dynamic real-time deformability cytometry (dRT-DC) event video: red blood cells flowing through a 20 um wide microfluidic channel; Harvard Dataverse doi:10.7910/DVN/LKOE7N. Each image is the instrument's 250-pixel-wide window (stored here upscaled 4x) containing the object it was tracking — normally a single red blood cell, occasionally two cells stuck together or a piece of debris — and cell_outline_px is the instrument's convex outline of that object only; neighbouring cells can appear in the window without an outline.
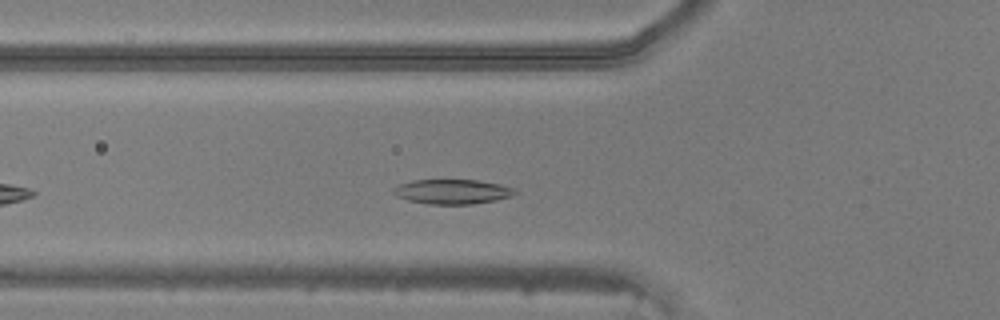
{"species": "common noctule bat (a hibernating species)", "species_latin": "Nyctalus noctula", "temperature_condition": "warm", "stored_images_in_passage": 23, "camera_frame_rate_fps": 3000, "um_per_image_px": 0.085, "animal": {"sex": "male", "body_mass_g": 20.5, "forearm_length_mm": 52.5}, "frame": {"image": 1, "passage_image": 7, "time_ms": 2.0, "image_size_px": [1000, 320], "cell_outline_px": [[516, 192], [512, 196], [496, 200], [472, 204], [428, 204], [408, 200], [396, 196], [392, 192], [392, 188], [400, 184], [412, 180], [480, 180], [500, 184], [512, 188]], "centroid_in_image_um": [38.42, 16.29], "position_along_channel_um": 87.4, "area_um2": 17.46}}
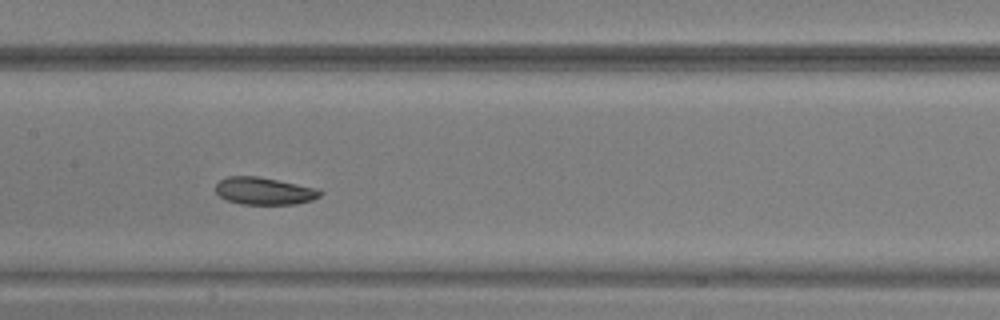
{"frame": {"image": 2, "passage_image": 14, "time_ms": 4.333, "image_size_px": [1000, 320], "cell_outline_px": [[324, 192], [320, 196], [312, 200], [296, 204], [240, 204], [224, 200], [216, 192], [216, 184], [220, 180], [228, 176], [260, 176], [316, 188]], "centroid_in_image_um": [22.45, 16.23], "position_along_channel_um": 185.0, "area_um2": 16.76}}
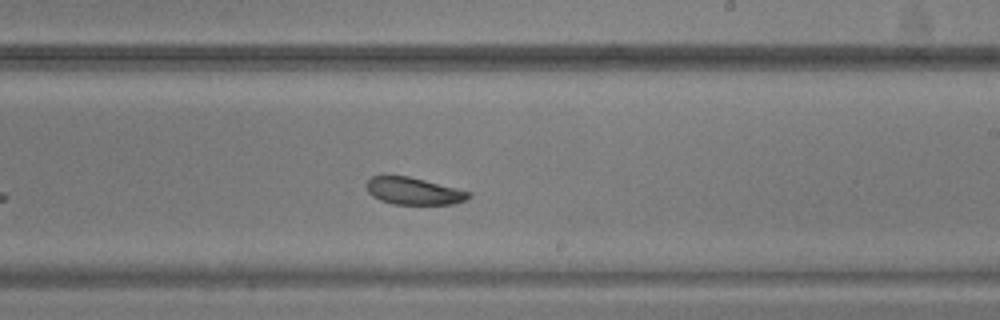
{"frame": {"image": 3, "passage_image": 19, "time_ms": 6.0, "image_size_px": [1000, 320], "cell_outline_px": [[472, 196], [464, 200], [452, 204], [392, 204], [380, 200], [372, 196], [368, 192], [368, 180], [372, 176], [408, 176], [472, 192]], "centroid_in_image_um": [35.18, 16.25], "position_along_channel_um": 253.8, "area_um2": 15.95}}